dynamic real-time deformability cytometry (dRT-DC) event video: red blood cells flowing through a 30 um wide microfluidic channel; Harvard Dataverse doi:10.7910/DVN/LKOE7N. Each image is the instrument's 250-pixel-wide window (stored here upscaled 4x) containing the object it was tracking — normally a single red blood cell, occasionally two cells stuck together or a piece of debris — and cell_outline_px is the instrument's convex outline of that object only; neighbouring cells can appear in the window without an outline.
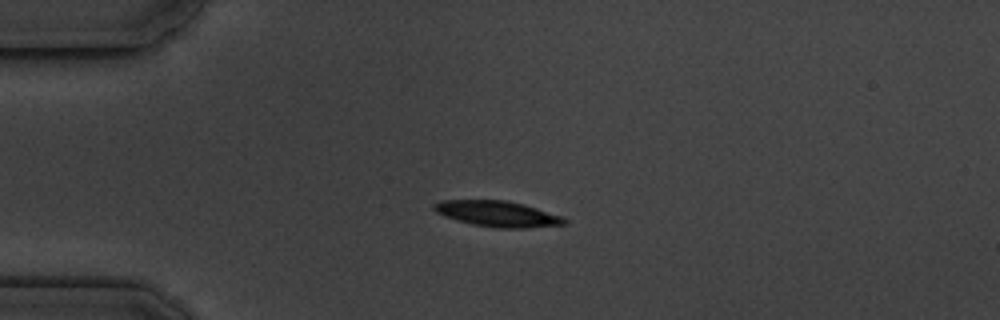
{"species": "common noctule bat (a hibernating species)", "species_latin": "Nyctalus noctula", "temperature_condition": "cold", "stored_images_in_passage": 3, "camera_frame_rate_fps": 3000, "um_per_image_px": 0.085, "animal": {"sex": "male", "body_mass_g": 19.5, "forearm_length_mm": 54.6}, "frame": {"image": 1, "passage_image": 3, "time_ms": 2.0, "image_size_px": [1000, 320], "cell_outline_px": [[568, 224], [524, 228], [496, 228], [472, 224], [456, 220], [444, 216], [436, 212], [432, 208], [432, 204], [440, 200], [504, 200], [524, 204], [564, 216], [568, 220]], "centroid_in_image_um": [42.31, 18.17], "position_along_channel_um": 42.7, "area_um2": 19.83}}